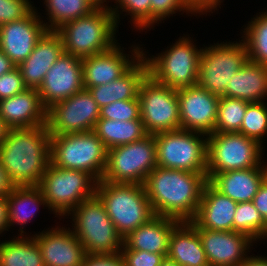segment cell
Returning <instances> with one entry per match:
<instances>
[{
  "instance_id": "15",
  "label": "cell",
  "mask_w": 267,
  "mask_h": 266,
  "mask_svg": "<svg viewBox=\"0 0 267 266\" xmlns=\"http://www.w3.org/2000/svg\"><path fill=\"white\" fill-rule=\"evenodd\" d=\"M181 129L214 133L219 96L198 84L177 90Z\"/></svg>"
},
{
  "instance_id": "35",
  "label": "cell",
  "mask_w": 267,
  "mask_h": 266,
  "mask_svg": "<svg viewBox=\"0 0 267 266\" xmlns=\"http://www.w3.org/2000/svg\"><path fill=\"white\" fill-rule=\"evenodd\" d=\"M233 231L249 236L254 242L257 239H265L266 224L252 201L237 203Z\"/></svg>"
},
{
  "instance_id": "43",
  "label": "cell",
  "mask_w": 267,
  "mask_h": 266,
  "mask_svg": "<svg viewBox=\"0 0 267 266\" xmlns=\"http://www.w3.org/2000/svg\"><path fill=\"white\" fill-rule=\"evenodd\" d=\"M82 266H125V263L120 253L86 254Z\"/></svg>"
},
{
  "instance_id": "29",
  "label": "cell",
  "mask_w": 267,
  "mask_h": 266,
  "mask_svg": "<svg viewBox=\"0 0 267 266\" xmlns=\"http://www.w3.org/2000/svg\"><path fill=\"white\" fill-rule=\"evenodd\" d=\"M7 200V219L8 228L13 223L20 226V235L24 236L25 224L35 216L40 205L48 207L46 199L37 186H14L11 192L6 196Z\"/></svg>"
},
{
  "instance_id": "4",
  "label": "cell",
  "mask_w": 267,
  "mask_h": 266,
  "mask_svg": "<svg viewBox=\"0 0 267 266\" xmlns=\"http://www.w3.org/2000/svg\"><path fill=\"white\" fill-rule=\"evenodd\" d=\"M96 195L122 238L155 216L144 185L101 180L97 182Z\"/></svg>"
},
{
  "instance_id": "2",
  "label": "cell",
  "mask_w": 267,
  "mask_h": 266,
  "mask_svg": "<svg viewBox=\"0 0 267 266\" xmlns=\"http://www.w3.org/2000/svg\"><path fill=\"white\" fill-rule=\"evenodd\" d=\"M47 125L10 128L0 145V162L14 186H37L50 159Z\"/></svg>"
},
{
  "instance_id": "38",
  "label": "cell",
  "mask_w": 267,
  "mask_h": 266,
  "mask_svg": "<svg viewBox=\"0 0 267 266\" xmlns=\"http://www.w3.org/2000/svg\"><path fill=\"white\" fill-rule=\"evenodd\" d=\"M100 118L130 121L141 119L139 98L112 102L100 108Z\"/></svg>"
},
{
  "instance_id": "22",
  "label": "cell",
  "mask_w": 267,
  "mask_h": 266,
  "mask_svg": "<svg viewBox=\"0 0 267 266\" xmlns=\"http://www.w3.org/2000/svg\"><path fill=\"white\" fill-rule=\"evenodd\" d=\"M64 52L63 40L56 31H47L31 54L16 67L29 89H38L49 68Z\"/></svg>"
},
{
  "instance_id": "51",
  "label": "cell",
  "mask_w": 267,
  "mask_h": 266,
  "mask_svg": "<svg viewBox=\"0 0 267 266\" xmlns=\"http://www.w3.org/2000/svg\"><path fill=\"white\" fill-rule=\"evenodd\" d=\"M160 266H180L176 261H173L171 259H169L168 257H165Z\"/></svg>"
},
{
  "instance_id": "42",
  "label": "cell",
  "mask_w": 267,
  "mask_h": 266,
  "mask_svg": "<svg viewBox=\"0 0 267 266\" xmlns=\"http://www.w3.org/2000/svg\"><path fill=\"white\" fill-rule=\"evenodd\" d=\"M27 87L17 67L0 76V100L24 92Z\"/></svg>"
},
{
  "instance_id": "21",
  "label": "cell",
  "mask_w": 267,
  "mask_h": 266,
  "mask_svg": "<svg viewBox=\"0 0 267 266\" xmlns=\"http://www.w3.org/2000/svg\"><path fill=\"white\" fill-rule=\"evenodd\" d=\"M0 117L10 128H30L47 124V109L42 105L37 89L0 100Z\"/></svg>"
},
{
  "instance_id": "16",
  "label": "cell",
  "mask_w": 267,
  "mask_h": 266,
  "mask_svg": "<svg viewBox=\"0 0 267 266\" xmlns=\"http://www.w3.org/2000/svg\"><path fill=\"white\" fill-rule=\"evenodd\" d=\"M84 88L82 59L63 52L49 68L37 89L42 105L48 109Z\"/></svg>"
},
{
  "instance_id": "36",
  "label": "cell",
  "mask_w": 267,
  "mask_h": 266,
  "mask_svg": "<svg viewBox=\"0 0 267 266\" xmlns=\"http://www.w3.org/2000/svg\"><path fill=\"white\" fill-rule=\"evenodd\" d=\"M239 133L262 144V140H265L263 137L267 134V107L264 101L247 106Z\"/></svg>"
},
{
  "instance_id": "12",
  "label": "cell",
  "mask_w": 267,
  "mask_h": 266,
  "mask_svg": "<svg viewBox=\"0 0 267 266\" xmlns=\"http://www.w3.org/2000/svg\"><path fill=\"white\" fill-rule=\"evenodd\" d=\"M247 60L246 45L242 40L202 48L197 84L211 94L225 96L228 82Z\"/></svg>"
},
{
  "instance_id": "33",
  "label": "cell",
  "mask_w": 267,
  "mask_h": 266,
  "mask_svg": "<svg viewBox=\"0 0 267 266\" xmlns=\"http://www.w3.org/2000/svg\"><path fill=\"white\" fill-rule=\"evenodd\" d=\"M253 19L244 29L242 41L246 45L248 60L267 66V11Z\"/></svg>"
},
{
  "instance_id": "50",
  "label": "cell",
  "mask_w": 267,
  "mask_h": 266,
  "mask_svg": "<svg viewBox=\"0 0 267 266\" xmlns=\"http://www.w3.org/2000/svg\"><path fill=\"white\" fill-rule=\"evenodd\" d=\"M8 128L5 126V124L3 123V121L1 120V117H0V145L4 139V136L7 132Z\"/></svg>"
},
{
  "instance_id": "44",
  "label": "cell",
  "mask_w": 267,
  "mask_h": 266,
  "mask_svg": "<svg viewBox=\"0 0 267 266\" xmlns=\"http://www.w3.org/2000/svg\"><path fill=\"white\" fill-rule=\"evenodd\" d=\"M253 204L260 212L266 224V237H267V177L261 183L257 194L253 198Z\"/></svg>"
},
{
  "instance_id": "46",
  "label": "cell",
  "mask_w": 267,
  "mask_h": 266,
  "mask_svg": "<svg viewBox=\"0 0 267 266\" xmlns=\"http://www.w3.org/2000/svg\"><path fill=\"white\" fill-rule=\"evenodd\" d=\"M13 187L14 185L11 183L7 176L6 170L3 168L0 162V196H7Z\"/></svg>"
},
{
  "instance_id": "19",
  "label": "cell",
  "mask_w": 267,
  "mask_h": 266,
  "mask_svg": "<svg viewBox=\"0 0 267 266\" xmlns=\"http://www.w3.org/2000/svg\"><path fill=\"white\" fill-rule=\"evenodd\" d=\"M135 47L133 58L124 54L117 44L105 52L82 58L84 89L110 83L123 75L142 56L143 50Z\"/></svg>"
},
{
  "instance_id": "13",
  "label": "cell",
  "mask_w": 267,
  "mask_h": 266,
  "mask_svg": "<svg viewBox=\"0 0 267 266\" xmlns=\"http://www.w3.org/2000/svg\"><path fill=\"white\" fill-rule=\"evenodd\" d=\"M141 120L148 134L181 129L177 90L147 76L139 90Z\"/></svg>"
},
{
  "instance_id": "31",
  "label": "cell",
  "mask_w": 267,
  "mask_h": 266,
  "mask_svg": "<svg viewBox=\"0 0 267 266\" xmlns=\"http://www.w3.org/2000/svg\"><path fill=\"white\" fill-rule=\"evenodd\" d=\"M0 266H45L34 237H16L0 242Z\"/></svg>"
},
{
  "instance_id": "7",
  "label": "cell",
  "mask_w": 267,
  "mask_h": 266,
  "mask_svg": "<svg viewBox=\"0 0 267 266\" xmlns=\"http://www.w3.org/2000/svg\"><path fill=\"white\" fill-rule=\"evenodd\" d=\"M96 185L97 181L89 173L59 168L50 162L38 186L48 209L55 215L66 216L82 201L96 194Z\"/></svg>"
},
{
  "instance_id": "6",
  "label": "cell",
  "mask_w": 267,
  "mask_h": 266,
  "mask_svg": "<svg viewBox=\"0 0 267 266\" xmlns=\"http://www.w3.org/2000/svg\"><path fill=\"white\" fill-rule=\"evenodd\" d=\"M50 159L54 166L89 173L101 181L107 164V149L93 132L51 135Z\"/></svg>"
},
{
  "instance_id": "11",
  "label": "cell",
  "mask_w": 267,
  "mask_h": 266,
  "mask_svg": "<svg viewBox=\"0 0 267 266\" xmlns=\"http://www.w3.org/2000/svg\"><path fill=\"white\" fill-rule=\"evenodd\" d=\"M202 49H198L189 37L179 38L170 49L157 57L146 58L149 76L156 82L172 89L187 88L198 82L199 58Z\"/></svg>"
},
{
  "instance_id": "37",
  "label": "cell",
  "mask_w": 267,
  "mask_h": 266,
  "mask_svg": "<svg viewBox=\"0 0 267 266\" xmlns=\"http://www.w3.org/2000/svg\"><path fill=\"white\" fill-rule=\"evenodd\" d=\"M119 4H118V3ZM117 4V8H112L111 6L109 9L113 13L116 25H119V10L121 8L122 12H127V15L132 17V23L135 24L136 28L145 29L151 26V2L150 0H115ZM119 5V7H118ZM131 13V14H130Z\"/></svg>"
},
{
  "instance_id": "5",
  "label": "cell",
  "mask_w": 267,
  "mask_h": 266,
  "mask_svg": "<svg viewBox=\"0 0 267 266\" xmlns=\"http://www.w3.org/2000/svg\"><path fill=\"white\" fill-rule=\"evenodd\" d=\"M70 214H73L74 222L72 231L83 245L86 254L120 253L123 238L96 194L82 201L67 216Z\"/></svg>"
},
{
  "instance_id": "48",
  "label": "cell",
  "mask_w": 267,
  "mask_h": 266,
  "mask_svg": "<svg viewBox=\"0 0 267 266\" xmlns=\"http://www.w3.org/2000/svg\"><path fill=\"white\" fill-rule=\"evenodd\" d=\"M16 65L9 59V57L0 50V76L11 71Z\"/></svg>"
},
{
  "instance_id": "49",
  "label": "cell",
  "mask_w": 267,
  "mask_h": 266,
  "mask_svg": "<svg viewBox=\"0 0 267 266\" xmlns=\"http://www.w3.org/2000/svg\"><path fill=\"white\" fill-rule=\"evenodd\" d=\"M240 266H267V258L248 256Z\"/></svg>"
},
{
  "instance_id": "52",
  "label": "cell",
  "mask_w": 267,
  "mask_h": 266,
  "mask_svg": "<svg viewBox=\"0 0 267 266\" xmlns=\"http://www.w3.org/2000/svg\"><path fill=\"white\" fill-rule=\"evenodd\" d=\"M96 7H104L106 0H90Z\"/></svg>"
},
{
  "instance_id": "1",
  "label": "cell",
  "mask_w": 267,
  "mask_h": 266,
  "mask_svg": "<svg viewBox=\"0 0 267 266\" xmlns=\"http://www.w3.org/2000/svg\"><path fill=\"white\" fill-rule=\"evenodd\" d=\"M207 182L201 173L156 166L147 176L144 187L155 215L191 222Z\"/></svg>"
},
{
  "instance_id": "9",
  "label": "cell",
  "mask_w": 267,
  "mask_h": 266,
  "mask_svg": "<svg viewBox=\"0 0 267 266\" xmlns=\"http://www.w3.org/2000/svg\"><path fill=\"white\" fill-rule=\"evenodd\" d=\"M156 166L155 138L153 134H148L138 141L108 149L106 169L101 180L144 185Z\"/></svg>"
},
{
  "instance_id": "18",
  "label": "cell",
  "mask_w": 267,
  "mask_h": 266,
  "mask_svg": "<svg viewBox=\"0 0 267 266\" xmlns=\"http://www.w3.org/2000/svg\"><path fill=\"white\" fill-rule=\"evenodd\" d=\"M209 266H240L254 241L235 231L197 229ZM245 252V253H244Z\"/></svg>"
},
{
  "instance_id": "10",
  "label": "cell",
  "mask_w": 267,
  "mask_h": 266,
  "mask_svg": "<svg viewBox=\"0 0 267 266\" xmlns=\"http://www.w3.org/2000/svg\"><path fill=\"white\" fill-rule=\"evenodd\" d=\"M261 146L256 140L239 132H214L207 135V175L252 167H267L261 165L263 162Z\"/></svg>"
},
{
  "instance_id": "26",
  "label": "cell",
  "mask_w": 267,
  "mask_h": 266,
  "mask_svg": "<svg viewBox=\"0 0 267 266\" xmlns=\"http://www.w3.org/2000/svg\"><path fill=\"white\" fill-rule=\"evenodd\" d=\"M180 221L155 215L123 238L122 249H134L168 255L169 240Z\"/></svg>"
},
{
  "instance_id": "14",
  "label": "cell",
  "mask_w": 267,
  "mask_h": 266,
  "mask_svg": "<svg viewBox=\"0 0 267 266\" xmlns=\"http://www.w3.org/2000/svg\"><path fill=\"white\" fill-rule=\"evenodd\" d=\"M100 108L88 89H82L47 109V127L51 135L93 131Z\"/></svg>"
},
{
  "instance_id": "41",
  "label": "cell",
  "mask_w": 267,
  "mask_h": 266,
  "mask_svg": "<svg viewBox=\"0 0 267 266\" xmlns=\"http://www.w3.org/2000/svg\"><path fill=\"white\" fill-rule=\"evenodd\" d=\"M120 254L124 259L125 266H160L166 257L164 254L134 249H121Z\"/></svg>"
},
{
  "instance_id": "8",
  "label": "cell",
  "mask_w": 267,
  "mask_h": 266,
  "mask_svg": "<svg viewBox=\"0 0 267 266\" xmlns=\"http://www.w3.org/2000/svg\"><path fill=\"white\" fill-rule=\"evenodd\" d=\"M204 136L207 137L184 129L154 134L157 166L201 173L207 177V138Z\"/></svg>"
},
{
  "instance_id": "30",
  "label": "cell",
  "mask_w": 267,
  "mask_h": 266,
  "mask_svg": "<svg viewBox=\"0 0 267 266\" xmlns=\"http://www.w3.org/2000/svg\"><path fill=\"white\" fill-rule=\"evenodd\" d=\"M93 132L103 142L107 150L138 141L148 135L141 119L119 121L99 118Z\"/></svg>"
},
{
  "instance_id": "20",
  "label": "cell",
  "mask_w": 267,
  "mask_h": 266,
  "mask_svg": "<svg viewBox=\"0 0 267 266\" xmlns=\"http://www.w3.org/2000/svg\"><path fill=\"white\" fill-rule=\"evenodd\" d=\"M41 251L45 266H82L86 253L70 228L43 230L33 235Z\"/></svg>"
},
{
  "instance_id": "3",
  "label": "cell",
  "mask_w": 267,
  "mask_h": 266,
  "mask_svg": "<svg viewBox=\"0 0 267 266\" xmlns=\"http://www.w3.org/2000/svg\"><path fill=\"white\" fill-rule=\"evenodd\" d=\"M104 5L56 30L63 40L64 52L82 59L118 44L114 36L118 26L109 6Z\"/></svg>"
},
{
  "instance_id": "32",
  "label": "cell",
  "mask_w": 267,
  "mask_h": 266,
  "mask_svg": "<svg viewBox=\"0 0 267 266\" xmlns=\"http://www.w3.org/2000/svg\"><path fill=\"white\" fill-rule=\"evenodd\" d=\"M46 2V3H45ZM48 31H56L64 23L89 15L97 7L90 0H45Z\"/></svg>"
},
{
  "instance_id": "24",
  "label": "cell",
  "mask_w": 267,
  "mask_h": 266,
  "mask_svg": "<svg viewBox=\"0 0 267 266\" xmlns=\"http://www.w3.org/2000/svg\"><path fill=\"white\" fill-rule=\"evenodd\" d=\"M266 177L267 167H252L207 175L208 182L216 190L237 203L253 201Z\"/></svg>"
},
{
  "instance_id": "47",
  "label": "cell",
  "mask_w": 267,
  "mask_h": 266,
  "mask_svg": "<svg viewBox=\"0 0 267 266\" xmlns=\"http://www.w3.org/2000/svg\"><path fill=\"white\" fill-rule=\"evenodd\" d=\"M8 231L7 200L6 196H0V234Z\"/></svg>"
},
{
  "instance_id": "17",
  "label": "cell",
  "mask_w": 267,
  "mask_h": 266,
  "mask_svg": "<svg viewBox=\"0 0 267 266\" xmlns=\"http://www.w3.org/2000/svg\"><path fill=\"white\" fill-rule=\"evenodd\" d=\"M35 7L22 19L0 25V50L17 66L48 31ZM39 17V18H38Z\"/></svg>"
},
{
  "instance_id": "27",
  "label": "cell",
  "mask_w": 267,
  "mask_h": 266,
  "mask_svg": "<svg viewBox=\"0 0 267 266\" xmlns=\"http://www.w3.org/2000/svg\"><path fill=\"white\" fill-rule=\"evenodd\" d=\"M167 257L180 266H209L197 229L180 222L172 231Z\"/></svg>"
},
{
  "instance_id": "34",
  "label": "cell",
  "mask_w": 267,
  "mask_h": 266,
  "mask_svg": "<svg viewBox=\"0 0 267 266\" xmlns=\"http://www.w3.org/2000/svg\"><path fill=\"white\" fill-rule=\"evenodd\" d=\"M249 104L247 101L236 98L220 97L214 132H239Z\"/></svg>"
},
{
  "instance_id": "25",
  "label": "cell",
  "mask_w": 267,
  "mask_h": 266,
  "mask_svg": "<svg viewBox=\"0 0 267 266\" xmlns=\"http://www.w3.org/2000/svg\"><path fill=\"white\" fill-rule=\"evenodd\" d=\"M149 75L148 64L142 55L138 60L116 80L88 88L99 108L118 100H131L138 98L139 90Z\"/></svg>"
},
{
  "instance_id": "39",
  "label": "cell",
  "mask_w": 267,
  "mask_h": 266,
  "mask_svg": "<svg viewBox=\"0 0 267 266\" xmlns=\"http://www.w3.org/2000/svg\"><path fill=\"white\" fill-rule=\"evenodd\" d=\"M33 8L29 0H0V25L22 19Z\"/></svg>"
},
{
  "instance_id": "23",
  "label": "cell",
  "mask_w": 267,
  "mask_h": 266,
  "mask_svg": "<svg viewBox=\"0 0 267 266\" xmlns=\"http://www.w3.org/2000/svg\"><path fill=\"white\" fill-rule=\"evenodd\" d=\"M236 207L237 202L220 193L207 182L197 213L190 223L196 229L233 231Z\"/></svg>"
},
{
  "instance_id": "45",
  "label": "cell",
  "mask_w": 267,
  "mask_h": 266,
  "mask_svg": "<svg viewBox=\"0 0 267 266\" xmlns=\"http://www.w3.org/2000/svg\"><path fill=\"white\" fill-rule=\"evenodd\" d=\"M186 6L189 10L194 13H204L211 12L212 9H217L216 7L221 5V0H184Z\"/></svg>"
},
{
  "instance_id": "40",
  "label": "cell",
  "mask_w": 267,
  "mask_h": 266,
  "mask_svg": "<svg viewBox=\"0 0 267 266\" xmlns=\"http://www.w3.org/2000/svg\"><path fill=\"white\" fill-rule=\"evenodd\" d=\"M151 2V26L158 21L166 19L176 11L191 13L184 0H150Z\"/></svg>"
},
{
  "instance_id": "28",
  "label": "cell",
  "mask_w": 267,
  "mask_h": 266,
  "mask_svg": "<svg viewBox=\"0 0 267 266\" xmlns=\"http://www.w3.org/2000/svg\"><path fill=\"white\" fill-rule=\"evenodd\" d=\"M267 95V66L247 60L233 75L226 87L225 97L249 103L263 102Z\"/></svg>"
}]
</instances>
